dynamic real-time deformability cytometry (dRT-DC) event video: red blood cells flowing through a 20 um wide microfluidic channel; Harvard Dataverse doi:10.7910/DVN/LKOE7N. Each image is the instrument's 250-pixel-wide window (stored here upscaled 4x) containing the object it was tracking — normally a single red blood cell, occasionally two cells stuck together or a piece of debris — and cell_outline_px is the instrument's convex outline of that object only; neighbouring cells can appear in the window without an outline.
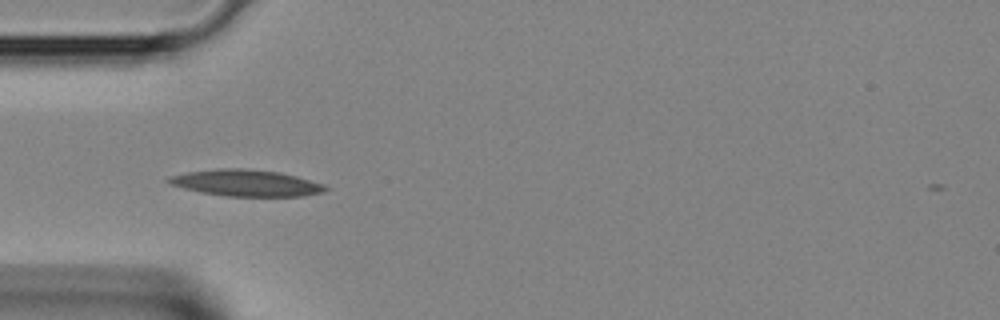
{"species": "Egyptian fruit bat (a non-hibernating species)", "species_latin": "Rousettus aegyptiacus", "temperature_condition": "room temperature", "stored_images_in_passage": 29, "camera_frame_rate_fps": 3000, "um_per_image_px": 0.085, "animal": {"sex": "female"}, "frame": {"image": 1, "passage_image": 1, "time_ms": 0.0, "image_size_px": [1000, 320], "cell_outline_px": [[328, 188], [324, 192], [300, 196], [228, 196], [204, 192], [184, 188], [172, 184], [164, 180], [168, 176], [188, 172], [216, 168], [240, 168], [280, 172], [296, 176], [324, 184]], "centroid_in_image_um": [20.92, 15.54], "position_along_channel_um": 64.1, "area_um2": 23.99}}
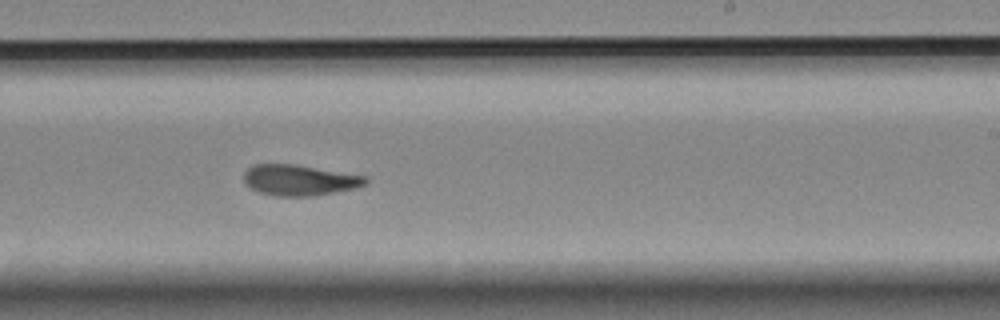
{"frame": {"image": 2, "passage_image": 13, "time_ms": 4.0, "image_size_px": [1000, 320], "cell_outline_px": [[368, 184], [356, 188], [308, 196], [276, 196], [260, 192], [248, 188], [244, 184], [244, 172], [252, 164], [296, 164], [364, 176], [368, 180]], "centroid_in_image_um": [25.4, 15.3], "position_along_channel_um": 263.6, "area_um2": 21.79}}
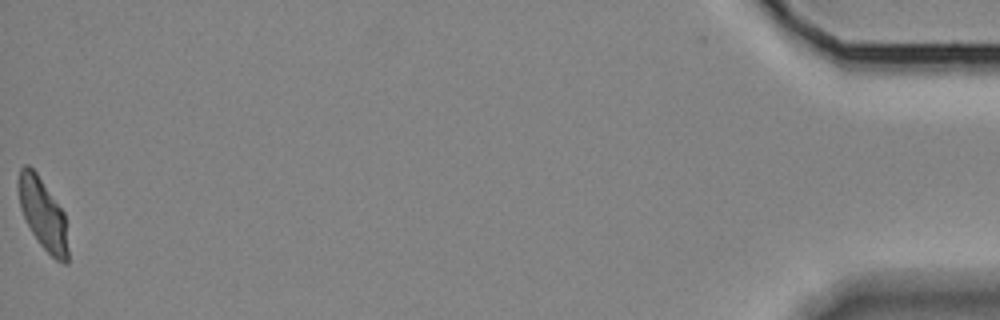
{"frame": {"image": 3, "passage_image": 29, "time_ms": 9.333, "image_size_px": [1000, 320], "cell_outline_px": [[68, 264], [64, 264], [56, 260], [40, 244], [32, 232], [20, 208], [20, 168], [24, 164], [28, 164], [36, 172], [64, 212], [68, 252]], "centroid_in_image_um": [3.68, 18.23], "position_along_channel_um": 431.5, "area_um2": 19.94}}